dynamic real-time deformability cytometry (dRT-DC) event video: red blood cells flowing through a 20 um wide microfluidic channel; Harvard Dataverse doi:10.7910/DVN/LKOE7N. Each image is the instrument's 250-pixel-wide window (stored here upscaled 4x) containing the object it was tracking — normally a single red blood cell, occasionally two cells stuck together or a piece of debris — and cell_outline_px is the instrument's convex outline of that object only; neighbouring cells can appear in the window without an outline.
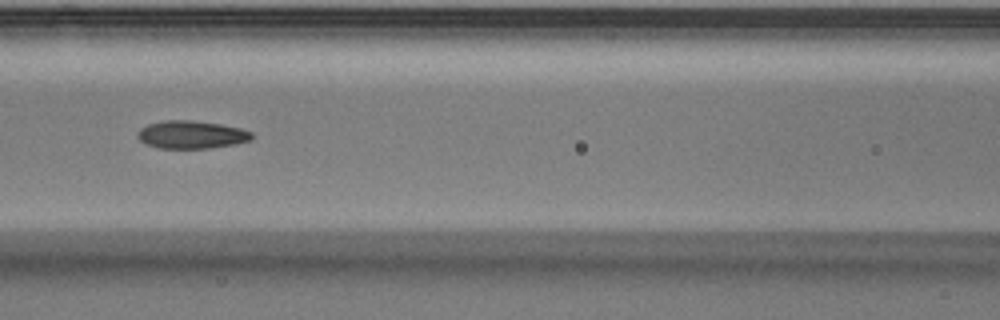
{"species": "Egyptian fruit bat (a non-hibernating species)", "species_latin": "Rousettus aegyptiacus", "temperature_condition": "warm", "stored_images_in_passage": 31, "camera_frame_rate_fps": 3000, "um_per_image_px": 0.085, "animal": {"sex": "male"}, "frame": {"image": 1, "passage_image": 22, "time_ms": 7.0, "image_size_px": [1000, 320], "cell_outline_px": [[252, 136], [248, 140], [236, 144], [208, 148], [160, 148], [144, 144], [136, 136], [136, 132], [140, 128], [148, 124], [164, 120], [192, 120], [220, 124], [240, 128], [252, 132]], "centroid_in_image_um": [16.21, 11.44], "position_along_channel_um": 150.4, "area_um2": 18.55}}